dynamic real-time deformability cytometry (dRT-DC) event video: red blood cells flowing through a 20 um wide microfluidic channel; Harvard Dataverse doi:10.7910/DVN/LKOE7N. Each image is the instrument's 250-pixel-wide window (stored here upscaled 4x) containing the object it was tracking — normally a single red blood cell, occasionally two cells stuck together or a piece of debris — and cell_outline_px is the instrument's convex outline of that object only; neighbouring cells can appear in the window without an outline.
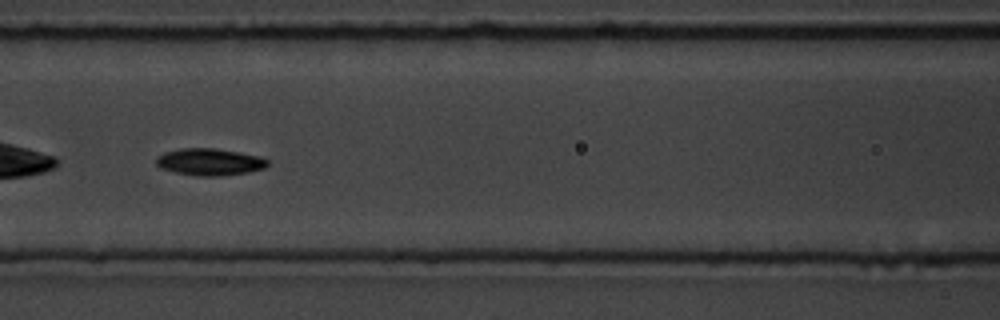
{"species": "common noctule bat (a hibernating species)", "species_latin": "Nyctalus noctula", "temperature_condition": "room temperature", "stored_images_in_passage": 42, "camera_frame_rate_fps": 3000, "um_per_image_px": 0.085, "animal": {"sex": "male", "body_mass_g": 19.5, "forearm_length_mm": 54.6}, "frame": {"image": 1, "passage_image": 13, "time_ms": 4.0, "image_size_px": [1000, 320], "cell_outline_px": [[268, 164], [264, 168], [248, 172], [220, 176], [196, 176], [176, 172], [160, 168], [156, 164], [156, 156], [164, 152], [180, 148], [216, 148], [260, 156], [268, 160]], "centroid_in_image_um": [17.79, 13.76], "position_along_channel_um": 148.8, "area_um2": 17.57}, "authors_computed_cell_mechanics": {"area_um2": 16.9354, "velocity_mm_per_s": 3.7374, "shape_relaxation_time_tau1_ms": 3.0138, "shape_relaxation_time_tau2_ms": null, "deformation_change_tau1": 0.1252, "deformation_change_tau2": null}}